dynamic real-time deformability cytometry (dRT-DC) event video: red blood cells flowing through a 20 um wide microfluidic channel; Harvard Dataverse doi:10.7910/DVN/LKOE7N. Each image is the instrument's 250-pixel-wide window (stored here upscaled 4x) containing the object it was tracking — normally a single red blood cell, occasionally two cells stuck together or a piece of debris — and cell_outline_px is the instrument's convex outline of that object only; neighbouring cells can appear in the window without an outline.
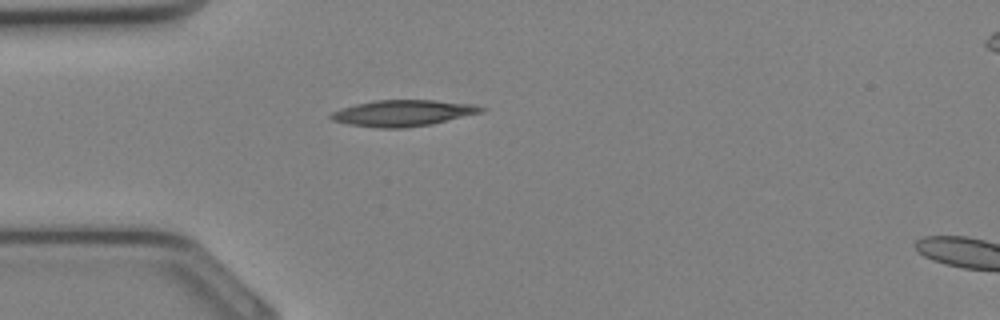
{"species": "Egyptian fruit bat (a non-hibernating species)", "species_latin": "Rousettus aegyptiacus", "temperature_condition": "cold", "stored_images_in_passage": 4, "camera_frame_rate_fps": 3000, "um_per_image_px": 0.085, "animal": {"sex": "female"}, "frame": {"image": 1, "passage_image": 1, "time_ms": 0.0, "image_size_px": [1000, 320], "cell_outline_px": [[484, 112], [432, 124], [404, 128], [380, 128], [348, 124], [332, 120], [328, 116], [332, 112], [340, 108], [356, 104], [376, 100], [436, 100], [472, 104], [484, 108]], "centroid_in_image_um": [34.24, 9.61], "position_along_channel_um": 50.8, "area_um2": 22.95}}
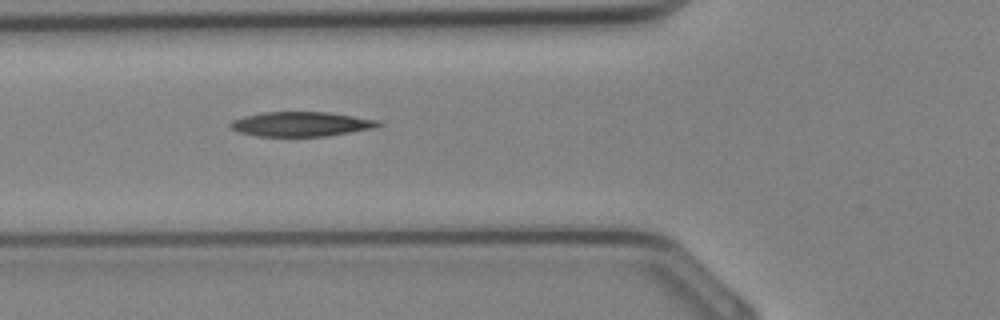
{"frame": {"image": 2, "passage_image": 4, "time_ms": 1.0, "image_size_px": [1000, 320], "cell_outline_px": [[384, 124], [376, 128], [328, 136], [256, 136], [240, 132], [232, 128], [228, 124], [232, 120], [244, 116], [260, 112], [328, 112], [376, 120]], "centroid_in_image_um": [25.59, 10.55], "position_along_channel_um": 100.2, "area_um2": 21.21}}